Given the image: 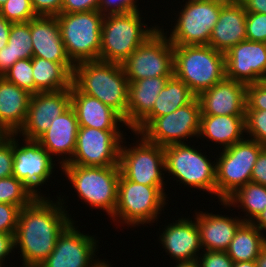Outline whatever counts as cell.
<instances>
[{
    "label": "cell",
    "mask_w": 266,
    "mask_h": 267,
    "mask_svg": "<svg viewBox=\"0 0 266 267\" xmlns=\"http://www.w3.org/2000/svg\"><path fill=\"white\" fill-rule=\"evenodd\" d=\"M35 198V195L15 176L0 179V203L16 205L22 209Z\"/></svg>",
    "instance_id": "cell-34"
},
{
    "label": "cell",
    "mask_w": 266,
    "mask_h": 267,
    "mask_svg": "<svg viewBox=\"0 0 266 267\" xmlns=\"http://www.w3.org/2000/svg\"><path fill=\"white\" fill-rule=\"evenodd\" d=\"M3 77L30 94H35L32 58L18 60Z\"/></svg>",
    "instance_id": "cell-35"
},
{
    "label": "cell",
    "mask_w": 266,
    "mask_h": 267,
    "mask_svg": "<svg viewBox=\"0 0 266 267\" xmlns=\"http://www.w3.org/2000/svg\"><path fill=\"white\" fill-rule=\"evenodd\" d=\"M160 27L143 42L123 63L128 82L173 76L174 51L167 33Z\"/></svg>",
    "instance_id": "cell-12"
},
{
    "label": "cell",
    "mask_w": 266,
    "mask_h": 267,
    "mask_svg": "<svg viewBox=\"0 0 266 267\" xmlns=\"http://www.w3.org/2000/svg\"><path fill=\"white\" fill-rule=\"evenodd\" d=\"M132 133L138 138L136 143L132 144L133 146L131 144L129 147L124 145L127 143L125 141L126 137L121 143L119 157L121 174L127 180L135 183L147 186H162L165 189L164 147L148 142L139 133Z\"/></svg>",
    "instance_id": "cell-11"
},
{
    "label": "cell",
    "mask_w": 266,
    "mask_h": 267,
    "mask_svg": "<svg viewBox=\"0 0 266 267\" xmlns=\"http://www.w3.org/2000/svg\"><path fill=\"white\" fill-rule=\"evenodd\" d=\"M8 45H10L13 65L20 59L33 57L30 21L24 23H12Z\"/></svg>",
    "instance_id": "cell-33"
},
{
    "label": "cell",
    "mask_w": 266,
    "mask_h": 267,
    "mask_svg": "<svg viewBox=\"0 0 266 267\" xmlns=\"http://www.w3.org/2000/svg\"><path fill=\"white\" fill-rule=\"evenodd\" d=\"M121 130H100L79 127L76 148L67 164L81 166H119L120 147L124 139Z\"/></svg>",
    "instance_id": "cell-14"
},
{
    "label": "cell",
    "mask_w": 266,
    "mask_h": 267,
    "mask_svg": "<svg viewBox=\"0 0 266 267\" xmlns=\"http://www.w3.org/2000/svg\"><path fill=\"white\" fill-rule=\"evenodd\" d=\"M20 210L19 206L0 203V232L15 234Z\"/></svg>",
    "instance_id": "cell-40"
},
{
    "label": "cell",
    "mask_w": 266,
    "mask_h": 267,
    "mask_svg": "<svg viewBox=\"0 0 266 267\" xmlns=\"http://www.w3.org/2000/svg\"><path fill=\"white\" fill-rule=\"evenodd\" d=\"M265 245V234L253 223L244 222L236 231L226 252L233 262L255 261Z\"/></svg>",
    "instance_id": "cell-31"
},
{
    "label": "cell",
    "mask_w": 266,
    "mask_h": 267,
    "mask_svg": "<svg viewBox=\"0 0 266 267\" xmlns=\"http://www.w3.org/2000/svg\"><path fill=\"white\" fill-rule=\"evenodd\" d=\"M12 65V53L10 45L7 44L0 50V77L4 76Z\"/></svg>",
    "instance_id": "cell-48"
},
{
    "label": "cell",
    "mask_w": 266,
    "mask_h": 267,
    "mask_svg": "<svg viewBox=\"0 0 266 267\" xmlns=\"http://www.w3.org/2000/svg\"><path fill=\"white\" fill-rule=\"evenodd\" d=\"M7 0H0V8L5 4Z\"/></svg>",
    "instance_id": "cell-57"
},
{
    "label": "cell",
    "mask_w": 266,
    "mask_h": 267,
    "mask_svg": "<svg viewBox=\"0 0 266 267\" xmlns=\"http://www.w3.org/2000/svg\"><path fill=\"white\" fill-rule=\"evenodd\" d=\"M12 22L0 14V50L8 44Z\"/></svg>",
    "instance_id": "cell-50"
},
{
    "label": "cell",
    "mask_w": 266,
    "mask_h": 267,
    "mask_svg": "<svg viewBox=\"0 0 266 267\" xmlns=\"http://www.w3.org/2000/svg\"><path fill=\"white\" fill-rule=\"evenodd\" d=\"M232 267H257L256 261L233 262Z\"/></svg>",
    "instance_id": "cell-55"
},
{
    "label": "cell",
    "mask_w": 266,
    "mask_h": 267,
    "mask_svg": "<svg viewBox=\"0 0 266 267\" xmlns=\"http://www.w3.org/2000/svg\"><path fill=\"white\" fill-rule=\"evenodd\" d=\"M13 134L0 146V179L13 176Z\"/></svg>",
    "instance_id": "cell-43"
},
{
    "label": "cell",
    "mask_w": 266,
    "mask_h": 267,
    "mask_svg": "<svg viewBox=\"0 0 266 267\" xmlns=\"http://www.w3.org/2000/svg\"><path fill=\"white\" fill-rule=\"evenodd\" d=\"M246 40L266 43V14L246 12Z\"/></svg>",
    "instance_id": "cell-38"
},
{
    "label": "cell",
    "mask_w": 266,
    "mask_h": 267,
    "mask_svg": "<svg viewBox=\"0 0 266 267\" xmlns=\"http://www.w3.org/2000/svg\"><path fill=\"white\" fill-rule=\"evenodd\" d=\"M204 252V253H203ZM198 261L201 267H232L233 261L226 251H203Z\"/></svg>",
    "instance_id": "cell-42"
},
{
    "label": "cell",
    "mask_w": 266,
    "mask_h": 267,
    "mask_svg": "<svg viewBox=\"0 0 266 267\" xmlns=\"http://www.w3.org/2000/svg\"><path fill=\"white\" fill-rule=\"evenodd\" d=\"M70 94L71 107L76 113L79 127L100 130H121L119 129L121 126L127 127L124 118L113 108L97 98L80 92L73 84L70 87Z\"/></svg>",
    "instance_id": "cell-22"
},
{
    "label": "cell",
    "mask_w": 266,
    "mask_h": 267,
    "mask_svg": "<svg viewBox=\"0 0 266 267\" xmlns=\"http://www.w3.org/2000/svg\"><path fill=\"white\" fill-rule=\"evenodd\" d=\"M174 267H201L200 263L197 260L193 261H182V262H176V266Z\"/></svg>",
    "instance_id": "cell-54"
},
{
    "label": "cell",
    "mask_w": 266,
    "mask_h": 267,
    "mask_svg": "<svg viewBox=\"0 0 266 267\" xmlns=\"http://www.w3.org/2000/svg\"><path fill=\"white\" fill-rule=\"evenodd\" d=\"M5 267H7V266L5 265ZM20 267H28V266H26L25 264L22 263V266H20Z\"/></svg>",
    "instance_id": "cell-58"
},
{
    "label": "cell",
    "mask_w": 266,
    "mask_h": 267,
    "mask_svg": "<svg viewBox=\"0 0 266 267\" xmlns=\"http://www.w3.org/2000/svg\"><path fill=\"white\" fill-rule=\"evenodd\" d=\"M5 266V264H3V263H0V267H4Z\"/></svg>",
    "instance_id": "cell-59"
},
{
    "label": "cell",
    "mask_w": 266,
    "mask_h": 267,
    "mask_svg": "<svg viewBox=\"0 0 266 267\" xmlns=\"http://www.w3.org/2000/svg\"><path fill=\"white\" fill-rule=\"evenodd\" d=\"M245 135L266 147V110H246Z\"/></svg>",
    "instance_id": "cell-37"
},
{
    "label": "cell",
    "mask_w": 266,
    "mask_h": 267,
    "mask_svg": "<svg viewBox=\"0 0 266 267\" xmlns=\"http://www.w3.org/2000/svg\"><path fill=\"white\" fill-rule=\"evenodd\" d=\"M138 0H100L98 11L102 15L125 14L139 11Z\"/></svg>",
    "instance_id": "cell-41"
},
{
    "label": "cell",
    "mask_w": 266,
    "mask_h": 267,
    "mask_svg": "<svg viewBox=\"0 0 266 267\" xmlns=\"http://www.w3.org/2000/svg\"><path fill=\"white\" fill-rule=\"evenodd\" d=\"M100 0H62L61 13H80L98 10Z\"/></svg>",
    "instance_id": "cell-44"
},
{
    "label": "cell",
    "mask_w": 266,
    "mask_h": 267,
    "mask_svg": "<svg viewBox=\"0 0 266 267\" xmlns=\"http://www.w3.org/2000/svg\"><path fill=\"white\" fill-rule=\"evenodd\" d=\"M78 198L91 209H102L111 218L117 204L119 166L95 167L65 164L61 167Z\"/></svg>",
    "instance_id": "cell-5"
},
{
    "label": "cell",
    "mask_w": 266,
    "mask_h": 267,
    "mask_svg": "<svg viewBox=\"0 0 266 267\" xmlns=\"http://www.w3.org/2000/svg\"><path fill=\"white\" fill-rule=\"evenodd\" d=\"M33 57L57 63H72L61 38L56 16H37L30 20Z\"/></svg>",
    "instance_id": "cell-24"
},
{
    "label": "cell",
    "mask_w": 266,
    "mask_h": 267,
    "mask_svg": "<svg viewBox=\"0 0 266 267\" xmlns=\"http://www.w3.org/2000/svg\"><path fill=\"white\" fill-rule=\"evenodd\" d=\"M63 197V199H61ZM51 200L50 196L36 197L19 213L14 234V249L28 267H38L54 250L57 238L63 230L75 221L69 215L64 196Z\"/></svg>",
    "instance_id": "cell-1"
},
{
    "label": "cell",
    "mask_w": 266,
    "mask_h": 267,
    "mask_svg": "<svg viewBox=\"0 0 266 267\" xmlns=\"http://www.w3.org/2000/svg\"><path fill=\"white\" fill-rule=\"evenodd\" d=\"M220 205L246 212L242 217L244 222H253L257 216L266 209V186L249 182L240 187L226 201H220Z\"/></svg>",
    "instance_id": "cell-32"
},
{
    "label": "cell",
    "mask_w": 266,
    "mask_h": 267,
    "mask_svg": "<svg viewBox=\"0 0 266 267\" xmlns=\"http://www.w3.org/2000/svg\"><path fill=\"white\" fill-rule=\"evenodd\" d=\"M78 128L79 125L76 113L74 109L70 107L62 115L53 119L48 130L37 139V142L46 149L52 157L58 156L60 158H58L60 161H58L60 168L69 163L72 159L76 148Z\"/></svg>",
    "instance_id": "cell-21"
},
{
    "label": "cell",
    "mask_w": 266,
    "mask_h": 267,
    "mask_svg": "<svg viewBox=\"0 0 266 267\" xmlns=\"http://www.w3.org/2000/svg\"><path fill=\"white\" fill-rule=\"evenodd\" d=\"M29 92L0 77V124L12 134L23 126L31 99Z\"/></svg>",
    "instance_id": "cell-28"
},
{
    "label": "cell",
    "mask_w": 266,
    "mask_h": 267,
    "mask_svg": "<svg viewBox=\"0 0 266 267\" xmlns=\"http://www.w3.org/2000/svg\"><path fill=\"white\" fill-rule=\"evenodd\" d=\"M14 234L0 232V263L5 264L9 260L10 253L14 252ZM9 256V257H8Z\"/></svg>",
    "instance_id": "cell-47"
},
{
    "label": "cell",
    "mask_w": 266,
    "mask_h": 267,
    "mask_svg": "<svg viewBox=\"0 0 266 267\" xmlns=\"http://www.w3.org/2000/svg\"><path fill=\"white\" fill-rule=\"evenodd\" d=\"M74 224L72 221L63 230L54 250L38 267H91L99 260L97 236L81 233Z\"/></svg>",
    "instance_id": "cell-16"
},
{
    "label": "cell",
    "mask_w": 266,
    "mask_h": 267,
    "mask_svg": "<svg viewBox=\"0 0 266 267\" xmlns=\"http://www.w3.org/2000/svg\"><path fill=\"white\" fill-rule=\"evenodd\" d=\"M16 138L17 135L13 134V176L22 181L35 197H44L39 191L42 187L39 186H43L50 177L52 178L55 171L54 163L58 160L52 157L37 140L21 138L24 142L20 144L19 138Z\"/></svg>",
    "instance_id": "cell-15"
},
{
    "label": "cell",
    "mask_w": 266,
    "mask_h": 267,
    "mask_svg": "<svg viewBox=\"0 0 266 267\" xmlns=\"http://www.w3.org/2000/svg\"><path fill=\"white\" fill-rule=\"evenodd\" d=\"M251 182L266 186V147L260 152L254 164Z\"/></svg>",
    "instance_id": "cell-46"
},
{
    "label": "cell",
    "mask_w": 266,
    "mask_h": 267,
    "mask_svg": "<svg viewBox=\"0 0 266 267\" xmlns=\"http://www.w3.org/2000/svg\"><path fill=\"white\" fill-rule=\"evenodd\" d=\"M226 78L245 85L266 80V43L244 40L225 53Z\"/></svg>",
    "instance_id": "cell-18"
},
{
    "label": "cell",
    "mask_w": 266,
    "mask_h": 267,
    "mask_svg": "<svg viewBox=\"0 0 266 267\" xmlns=\"http://www.w3.org/2000/svg\"><path fill=\"white\" fill-rule=\"evenodd\" d=\"M247 85L224 78L197 98L201 115H245Z\"/></svg>",
    "instance_id": "cell-20"
},
{
    "label": "cell",
    "mask_w": 266,
    "mask_h": 267,
    "mask_svg": "<svg viewBox=\"0 0 266 267\" xmlns=\"http://www.w3.org/2000/svg\"><path fill=\"white\" fill-rule=\"evenodd\" d=\"M159 241L167 255L175 262L197 260L200 255L201 239L196 219L178 218V220L164 225Z\"/></svg>",
    "instance_id": "cell-19"
},
{
    "label": "cell",
    "mask_w": 266,
    "mask_h": 267,
    "mask_svg": "<svg viewBox=\"0 0 266 267\" xmlns=\"http://www.w3.org/2000/svg\"><path fill=\"white\" fill-rule=\"evenodd\" d=\"M264 148L246 137L217 155L216 199L226 201L240 187L251 182L254 164Z\"/></svg>",
    "instance_id": "cell-9"
},
{
    "label": "cell",
    "mask_w": 266,
    "mask_h": 267,
    "mask_svg": "<svg viewBox=\"0 0 266 267\" xmlns=\"http://www.w3.org/2000/svg\"><path fill=\"white\" fill-rule=\"evenodd\" d=\"M244 40H246V11L240 2L228 1L221 8L208 45L225 54Z\"/></svg>",
    "instance_id": "cell-23"
},
{
    "label": "cell",
    "mask_w": 266,
    "mask_h": 267,
    "mask_svg": "<svg viewBox=\"0 0 266 267\" xmlns=\"http://www.w3.org/2000/svg\"><path fill=\"white\" fill-rule=\"evenodd\" d=\"M227 0H186L170 30L173 46L208 45L212 29ZM178 16V18H177Z\"/></svg>",
    "instance_id": "cell-10"
},
{
    "label": "cell",
    "mask_w": 266,
    "mask_h": 267,
    "mask_svg": "<svg viewBox=\"0 0 266 267\" xmlns=\"http://www.w3.org/2000/svg\"><path fill=\"white\" fill-rule=\"evenodd\" d=\"M255 261L257 267H266V245L260 250L259 256Z\"/></svg>",
    "instance_id": "cell-53"
},
{
    "label": "cell",
    "mask_w": 266,
    "mask_h": 267,
    "mask_svg": "<svg viewBox=\"0 0 266 267\" xmlns=\"http://www.w3.org/2000/svg\"><path fill=\"white\" fill-rule=\"evenodd\" d=\"M71 107L70 89L38 92L31 95L26 120L17 136L37 140L50 127L53 119Z\"/></svg>",
    "instance_id": "cell-17"
},
{
    "label": "cell",
    "mask_w": 266,
    "mask_h": 267,
    "mask_svg": "<svg viewBox=\"0 0 266 267\" xmlns=\"http://www.w3.org/2000/svg\"><path fill=\"white\" fill-rule=\"evenodd\" d=\"M187 143L164 147L165 172L184 186L216 196V161Z\"/></svg>",
    "instance_id": "cell-7"
},
{
    "label": "cell",
    "mask_w": 266,
    "mask_h": 267,
    "mask_svg": "<svg viewBox=\"0 0 266 267\" xmlns=\"http://www.w3.org/2000/svg\"><path fill=\"white\" fill-rule=\"evenodd\" d=\"M170 77H151L129 83L127 128L131 132L152 112L159 93Z\"/></svg>",
    "instance_id": "cell-26"
},
{
    "label": "cell",
    "mask_w": 266,
    "mask_h": 267,
    "mask_svg": "<svg viewBox=\"0 0 266 267\" xmlns=\"http://www.w3.org/2000/svg\"><path fill=\"white\" fill-rule=\"evenodd\" d=\"M245 115H201L196 139L211 141L226 149L245 137Z\"/></svg>",
    "instance_id": "cell-27"
},
{
    "label": "cell",
    "mask_w": 266,
    "mask_h": 267,
    "mask_svg": "<svg viewBox=\"0 0 266 267\" xmlns=\"http://www.w3.org/2000/svg\"><path fill=\"white\" fill-rule=\"evenodd\" d=\"M12 133L2 124H0V146L5 143Z\"/></svg>",
    "instance_id": "cell-52"
},
{
    "label": "cell",
    "mask_w": 266,
    "mask_h": 267,
    "mask_svg": "<svg viewBox=\"0 0 266 267\" xmlns=\"http://www.w3.org/2000/svg\"><path fill=\"white\" fill-rule=\"evenodd\" d=\"M203 251H226L238 228L244 223L242 216L208 212L195 213Z\"/></svg>",
    "instance_id": "cell-25"
},
{
    "label": "cell",
    "mask_w": 266,
    "mask_h": 267,
    "mask_svg": "<svg viewBox=\"0 0 266 267\" xmlns=\"http://www.w3.org/2000/svg\"><path fill=\"white\" fill-rule=\"evenodd\" d=\"M246 110H266V80L247 85Z\"/></svg>",
    "instance_id": "cell-39"
},
{
    "label": "cell",
    "mask_w": 266,
    "mask_h": 267,
    "mask_svg": "<svg viewBox=\"0 0 266 267\" xmlns=\"http://www.w3.org/2000/svg\"><path fill=\"white\" fill-rule=\"evenodd\" d=\"M246 12L266 14V0H240Z\"/></svg>",
    "instance_id": "cell-49"
},
{
    "label": "cell",
    "mask_w": 266,
    "mask_h": 267,
    "mask_svg": "<svg viewBox=\"0 0 266 267\" xmlns=\"http://www.w3.org/2000/svg\"><path fill=\"white\" fill-rule=\"evenodd\" d=\"M73 63H57L41 57H32L35 93L70 89Z\"/></svg>",
    "instance_id": "cell-29"
},
{
    "label": "cell",
    "mask_w": 266,
    "mask_h": 267,
    "mask_svg": "<svg viewBox=\"0 0 266 267\" xmlns=\"http://www.w3.org/2000/svg\"><path fill=\"white\" fill-rule=\"evenodd\" d=\"M66 54L75 65L99 60L104 15L98 10L56 15Z\"/></svg>",
    "instance_id": "cell-8"
},
{
    "label": "cell",
    "mask_w": 266,
    "mask_h": 267,
    "mask_svg": "<svg viewBox=\"0 0 266 267\" xmlns=\"http://www.w3.org/2000/svg\"><path fill=\"white\" fill-rule=\"evenodd\" d=\"M38 16H56L61 14L62 0H31Z\"/></svg>",
    "instance_id": "cell-45"
},
{
    "label": "cell",
    "mask_w": 266,
    "mask_h": 267,
    "mask_svg": "<svg viewBox=\"0 0 266 267\" xmlns=\"http://www.w3.org/2000/svg\"><path fill=\"white\" fill-rule=\"evenodd\" d=\"M0 14L12 23L29 22L38 16L31 0H7L0 8Z\"/></svg>",
    "instance_id": "cell-36"
},
{
    "label": "cell",
    "mask_w": 266,
    "mask_h": 267,
    "mask_svg": "<svg viewBox=\"0 0 266 267\" xmlns=\"http://www.w3.org/2000/svg\"><path fill=\"white\" fill-rule=\"evenodd\" d=\"M200 119L201 106L196 96L172 113L155 117L139 134L148 142L162 147L186 143L184 141H188V138L198 137Z\"/></svg>",
    "instance_id": "cell-13"
},
{
    "label": "cell",
    "mask_w": 266,
    "mask_h": 267,
    "mask_svg": "<svg viewBox=\"0 0 266 267\" xmlns=\"http://www.w3.org/2000/svg\"><path fill=\"white\" fill-rule=\"evenodd\" d=\"M72 84L80 92L113 108L127 125L129 82L122 64L102 60L77 63L72 73Z\"/></svg>",
    "instance_id": "cell-2"
},
{
    "label": "cell",
    "mask_w": 266,
    "mask_h": 267,
    "mask_svg": "<svg viewBox=\"0 0 266 267\" xmlns=\"http://www.w3.org/2000/svg\"><path fill=\"white\" fill-rule=\"evenodd\" d=\"M91 267H112L111 263L105 261L104 259L97 260Z\"/></svg>",
    "instance_id": "cell-56"
},
{
    "label": "cell",
    "mask_w": 266,
    "mask_h": 267,
    "mask_svg": "<svg viewBox=\"0 0 266 267\" xmlns=\"http://www.w3.org/2000/svg\"><path fill=\"white\" fill-rule=\"evenodd\" d=\"M173 75L198 96L226 77L225 54L209 45L173 46Z\"/></svg>",
    "instance_id": "cell-4"
},
{
    "label": "cell",
    "mask_w": 266,
    "mask_h": 267,
    "mask_svg": "<svg viewBox=\"0 0 266 267\" xmlns=\"http://www.w3.org/2000/svg\"><path fill=\"white\" fill-rule=\"evenodd\" d=\"M140 11L104 16L99 60L122 64L160 28L159 25L147 27Z\"/></svg>",
    "instance_id": "cell-3"
},
{
    "label": "cell",
    "mask_w": 266,
    "mask_h": 267,
    "mask_svg": "<svg viewBox=\"0 0 266 267\" xmlns=\"http://www.w3.org/2000/svg\"><path fill=\"white\" fill-rule=\"evenodd\" d=\"M261 232L266 231V209L252 222Z\"/></svg>",
    "instance_id": "cell-51"
},
{
    "label": "cell",
    "mask_w": 266,
    "mask_h": 267,
    "mask_svg": "<svg viewBox=\"0 0 266 267\" xmlns=\"http://www.w3.org/2000/svg\"><path fill=\"white\" fill-rule=\"evenodd\" d=\"M167 196L162 186L138 184L120 174L117 204L111 218L116 225L121 223L130 228L150 225L160 218L159 214L168 204Z\"/></svg>",
    "instance_id": "cell-6"
},
{
    "label": "cell",
    "mask_w": 266,
    "mask_h": 267,
    "mask_svg": "<svg viewBox=\"0 0 266 267\" xmlns=\"http://www.w3.org/2000/svg\"><path fill=\"white\" fill-rule=\"evenodd\" d=\"M196 95L176 76H171L159 93L152 112L132 131L140 133L155 117L172 113L179 107L190 103Z\"/></svg>",
    "instance_id": "cell-30"
}]
</instances>
